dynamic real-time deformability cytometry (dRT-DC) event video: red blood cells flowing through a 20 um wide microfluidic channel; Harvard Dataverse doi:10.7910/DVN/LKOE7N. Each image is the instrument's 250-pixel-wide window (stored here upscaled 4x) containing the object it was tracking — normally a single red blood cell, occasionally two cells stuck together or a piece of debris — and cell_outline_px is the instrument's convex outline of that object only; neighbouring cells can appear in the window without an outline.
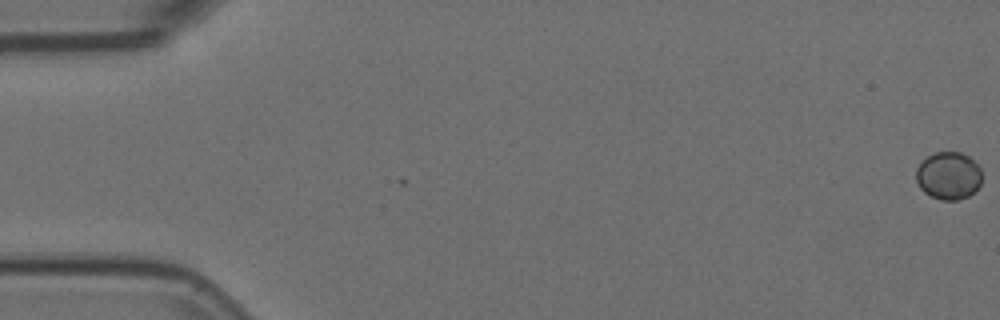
{"species": "Egyptian fruit bat (a non-hibernating species)", "species_latin": "Rousettus aegyptiacus", "temperature_condition": "room temperature", "stored_images_in_passage": 11, "camera_frame_rate_fps": 3000, "um_per_image_px": 0.085, "animal": {"sex": "female"}, "frame": {"image": 1, "passage_image": 1, "time_ms": 0.0, "image_size_px": [1000, 320], "cell_outline_px": [[980, 184], [968, 196], [956, 200], [940, 200], [924, 192], [920, 188], [916, 180], [916, 168], [928, 156], [936, 152], [960, 152], [968, 156], [980, 168]], "centroid_in_image_um": [80.6, 14.93], "position_along_channel_um": 4.4, "area_um2": 17.98}}